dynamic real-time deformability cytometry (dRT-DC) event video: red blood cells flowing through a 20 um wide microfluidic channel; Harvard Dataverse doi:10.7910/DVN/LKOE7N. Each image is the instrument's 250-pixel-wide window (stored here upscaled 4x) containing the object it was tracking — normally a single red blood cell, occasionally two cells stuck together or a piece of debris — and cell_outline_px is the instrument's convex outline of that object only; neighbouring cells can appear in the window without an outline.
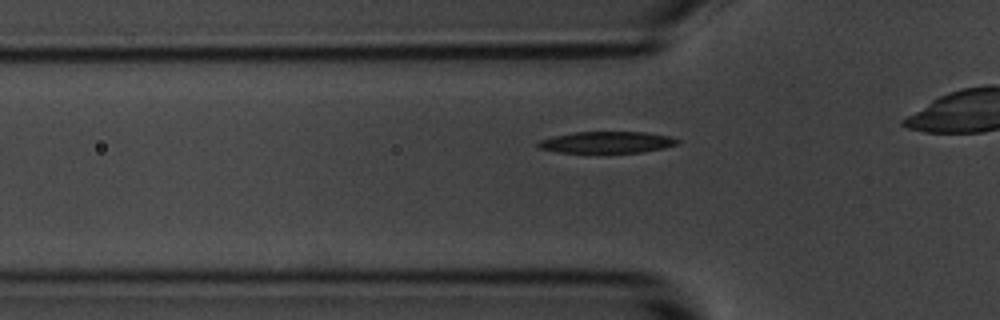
{"species": "common noctule bat (a hibernating species)", "species_latin": "Nyctalus noctula", "temperature_condition": "room temperature", "stored_images_in_passage": 40, "camera_frame_rate_fps": 3000, "um_per_image_px": 0.085, "animal": {"sex": "male", "body_mass_g": 20.1, "forearm_length_mm": 53.5}, "frame": {"image": 1, "passage_image": 14, "time_ms": 4.333, "image_size_px": [1000, 320], "cell_outline_px": [[680, 140], [676, 144], [664, 148], [640, 152], [556, 152], [536, 148], [536, 144], [540, 140], [572, 132], [644, 132], [672, 136]], "centroid_in_image_um": [51.57, 12.09], "position_along_channel_um": 74.2, "area_um2": 17.4}}
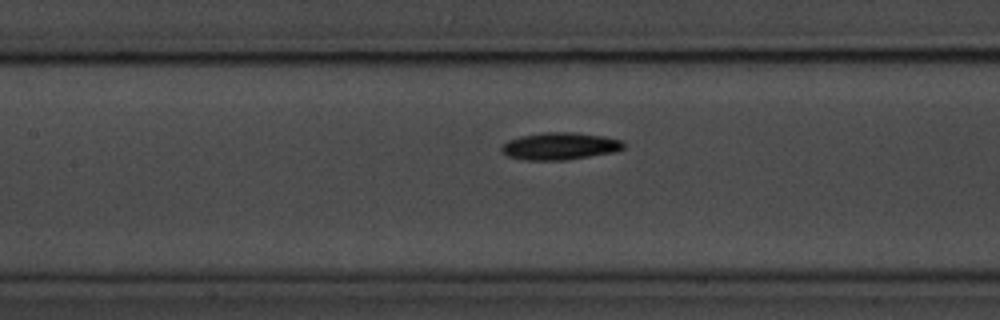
{"frame": {"image": 2, "passage_image": 21, "time_ms": 6.667, "image_size_px": [1000, 320], "cell_outline_px": [[624, 148], [616, 152], [564, 160], [528, 160], [508, 156], [500, 148], [508, 140], [520, 136], [540, 132], [572, 132], [604, 136], [620, 140], [624, 144]], "centroid_in_image_um": [47.6, 12.41], "position_along_channel_um": 159.8, "area_um2": 19.31}}
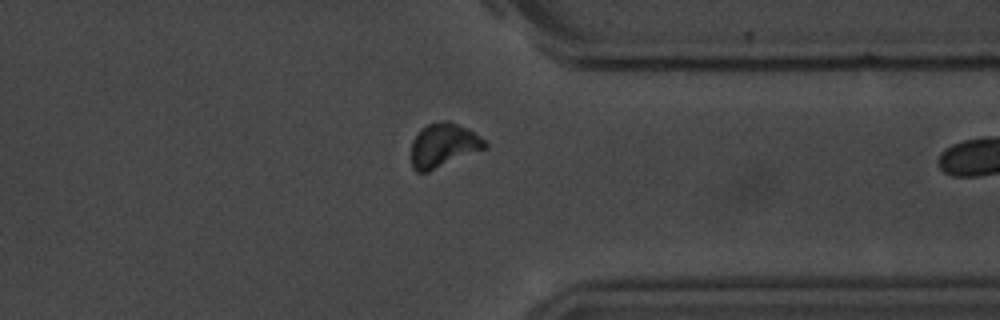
{"frame": {"image": 3, "passage_image": 39, "time_ms": 12.667, "image_size_px": [1000, 320], "cell_outline_px": [[488, 148], [428, 172], [416, 172], [412, 168], [412, 140], [420, 128], [428, 124], [444, 120], [448, 120], [468, 128], [484, 140], [488, 144]], "centroid_in_image_um": [37.7, 12.35], "position_along_channel_um": 373.7, "area_um2": 19.07}}